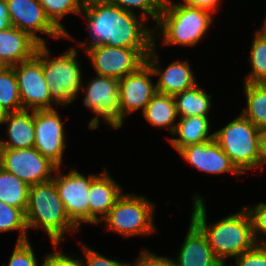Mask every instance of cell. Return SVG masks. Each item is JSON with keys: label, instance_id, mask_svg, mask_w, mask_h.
Returning <instances> with one entry per match:
<instances>
[{"label": "cell", "instance_id": "43", "mask_svg": "<svg viewBox=\"0 0 266 266\" xmlns=\"http://www.w3.org/2000/svg\"><path fill=\"white\" fill-rule=\"evenodd\" d=\"M260 243L266 248V239H260Z\"/></svg>", "mask_w": 266, "mask_h": 266}, {"label": "cell", "instance_id": "29", "mask_svg": "<svg viewBox=\"0 0 266 266\" xmlns=\"http://www.w3.org/2000/svg\"><path fill=\"white\" fill-rule=\"evenodd\" d=\"M251 71L246 76L245 83H266V40L257 33L250 48Z\"/></svg>", "mask_w": 266, "mask_h": 266}, {"label": "cell", "instance_id": "24", "mask_svg": "<svg viewBox=\"0 0 266 266\" xmlns=\"http://www.w3.org/2000/svg\"><path fill=\"white\" fill-rule=\"evenodd\" d=\"M178 118L189 116H208L211 95L196 84L193 88L173 96Z\"/></svg>", "mask_w": 266, "mask_h": 266}, {"label": "cell", "instance_id": "14", "mask_svg": "<svg viewBox=\"0 0 266 266\" xmlns=\"http://www.w3.org/2000/svg\"><path fill=\"white\" fill-rule=\"evenodd\" d=\"M34 148L61 168L66 149L63 121L56 109L34 110Z\"/></svg>", "mask_w": 266, "mask_h": 266}, {"label": "cell", "instance_id": "2", "mask_svg": "<svg viewBox=\"0 0 266 266\" xmlns=\"http://www.w3.org/2000/svg\"><path fill=\"white\" fill-rule=\"evenodd\" d=\"M193 198V212L190 220L207 237L216 257L224 266H226L227 258H236L257 244L251 219L245 208L209 225L204 198L198 194Z\"/></svg>", "mask_w": 266, "mask_h": 266}, {"label": "cell", "instance_id": "30", "mask_svg": "<svg viewBox=\"0 0 266 266\" xmlns=\"http://www.w3.org/2000/svg\"><path fill=\"white\" fill-rule=\"evenodd\" d=\"M19 231L17 242L28 241V229L25 213L14 206L0 201V233L7 231Z\"/></svg>", "mask_w": 266, "mask_h": 266}, {"label": "cell", "instance_id": "35", "mask_svg": "<svg viewBox=\"0 0 266 266\" xmlns=\"http://www.w3.org/2000/svg\"><path fill=\"white\" fill-rule=\"evenodd\" d=\"M81 247L84 251L83 265L84 266H129L130 263L120 262L114 259H108L104 255H101L94 249L89 248L82 242H80Z\"/></svg>", "mask_w": 266, "mask_h": 266}, {"label": "cell", "instance_id": "22", "mask_svg": "<svg viewBox=\"0 0 266 266\" xmlns=\"http://www.w3.org/2000/svg\"><path fill=\"white\" fill-rule=\"evenodd\" d=\"M209 116H189L179 118L171 135L178 138H168L172 147L178 152L181 148L209 142L214 139V133L210 131Z\"/></svg>", "mask_w": 266, "mask_h": 266}, {"label": "cell", "instance_id": "12", "mask_svg": "<svg viewBox=\"0 0 266 266\" xmlns=\"http://www.w3.org/2000/svg\"><path fill=\"white\" fill-rule=\"evenodd\" d=\"M53 180L65 212L70 220L79 228L83 223H89L88 192L92 180L97 176L90 174L88 177L76 169L63 175L60 167L54 172Z\"/></svg>", "mask_w": 266, "mask_h": 266}, {"label": "cell", "instance_id": "39", "mask_svg": "<svg viewBox=\"0 0 266 266\" xmlns=\"http://www.w3.org/2000/svg\"><path fill=\"white\" fill-rule=\"evenodd\" d=\"M12 26L9 20L6 0H0V30H5Z\"/></svg>", "mask_w": 266, "mask_h": 266}, {"label": "cell", "instance_id": "41", "mask_svg": "<svg viewBox=\"0 0 266 266\" xmlns=\"http://www.w3.org/2000/svg\"><path fill=\"white\" fill-rule=\"evenodd\" d=\"M9 112L0 104V124H4Z\"/></svg>", "mask_w": 266, "mask_h": 266}, {"label": "cell", "instance_id": "27", "mask_svg": "<svg viewBox=\"0 0 266 266\" xmlns=\"http://www.w3.org/2000/svg\"><path fill=\"white\" fill-rule=\"evenodd\" d=\"M50 22L62 32L66 38L72 39L71 35L61 24V19L67 14H81L85 0H38Z\"/></svg>", "mask_w": 266, "mask_h": 266}, {"label": "cell", "instance_id": "11", "mask_svg": "<svg viewBox=\"0 0 266 266\" xmlns=\"http://www.w3.org/2000/svg\"><path fill=\"white\" fill-rule=\"evenodd\" d=\"M0 167L29 185L53 179L58 166L37 149L1 148Z\"/></svg>", "mask_w": 266, "mask_h": 266}, {"label": "cell", "instance_id": "21", "mask_svg": "<svg viewBox=\"0 0 266 266\" xmlns=\"http://www.w3.org/2000/svg\"><path fill=\"white\" fill-rule=\"evenodd\" d=\"M20 110L9 112L4 124L9 141L1 140V148H33L35 141L34 111Z\"/></svg>", "mask_w": 266, "mask_h": 266}, {"label": "cell", "instance_id": "15", "mask_svg": "<svg viewBox=\"0 0 266 266\" xmlns=\"http://www.w3.org/2000/svg\"><path fill=\"white\" fill-rule=\"evenodd\" d=\"M151 76L155 75L145 63L135 72L119 79L120 127L126 116L140 109L143 112L151 97L157 92Z\"/></svg>", "mask_w": 266, "mask_h": 266}, {"label": "cell", "instance_id": "26", "mask_svg": "<svg viewBox=\"0 0 266 266\" xmlns=\"http://www.w3.org/2000/svg\"><path fill=\"white\" fill-rule=\"evenodd\" d=\"M29 189V184L0 167V201L19 208L25 213Z\"/></svg>", "mask_w": 266, "mask_h": 266}, {"label": "cell", "instance_id": "6", "mask_svg": "<svg viewBox=\"0 0 266 266\" xmlns=\"http://www.w3.org/2000/svg\"><path fill=\"white\" fill-rule=\"evenodd\" d=\"M47 44H43V74L51 98L65 107L78 97L82 71L77 60V49L71 47L63 55L51 59Z\"/></svg>", "mask_w": 266, "mask_h": 266}, {"label": "cell", "instance_id": "23", "mask_svg": "<svg viewBox=\"0 0 266 266\" xmlns=\"http://www.w3.org/2000/svg\"><path fill=\"white\" fill-rule=\"evenodd\" d=\"M143 115L152 126L165 127L172 134L178 117L173 96L156 92L143 110Z\"/></svg>", "mask_w": 266, "mask_h": 266}, {"label": "cell", "instance_id": "4", "mask_svg": "<svg viewBox=\"0 0 266 266\" xmlns=\"http://www.w3.org/2000/svg\"><path fill=\"white\" fill-rule=\"evenodd\" d=\"M212 14L209 10L188 6L183 2L175 4L165 0L154 31L162 33L163 45L194 46L212 25Z\"/></svg>", "mask_w": 266, "mask_h": 266}, {"label": "cell", "instance_id": "5", "mask_svg": "<svg viewBox=\"0 0 266 266\" xmlns=\"http://www.w3.org/2000/svg\"><path fill=\"white\" fill-rule=\"evenodd\" d=\"M214 133V140L243 174L262 168V132L241 113Z\"/></svg>", "mask_w": 266, "mask_h": 266}, {"label": "cell", "instance_id": "3", "mask_svg": "<svg viewBox=\"0 0 266 266\" xmlns=\"http://www.w3.org/2000/svg\"><path fill=\"white\" fill-rule=\"evenodd\" d=\"M27 229L43 228L54 248H57L68 231H79L67 216L53 179L30 185L25 210Z\"/></svg>", "mask_w": 266, "mask_h": 266}, {"label": "cell", "instance_id": "20", "mask_svg": "<svg viewBox=\"0 0 266 266\" xmlns=\"http://www.w3.org/2000/svg\"><path fill=\"white\" fill-rule=\"evenodd\" d=\"M39 45L27 32L16 27L0 30V65L14 66L31 59Z\"/></svg>", "mask_w": 266, "mask_h": 266}, {"label": "cell", "instance_id": "9", "mask_svg": "<svg viewBox=\"0 0 266 266\" xmlns=\"http://www.w3.org/2000/svg\"><path fill=\"white\" fill-rule=\"evenodd\" d=\"M118 88L119 79L114 77L97 75L86 87L82 82L80 91L85 94L83 103L96 115L89 122L90 129L94 130L100 126L99 117L111 128H120Z\"/></svg>", "mask_w": 266, "mask_h": 266}, {"label": "cell", "instance_id": "8", "mask_svg": "<svg viewBox=\"0 0 266 266\" xmlns=\"http://www.w3.org/2000/svg\"><path fill=\"white\" fill-rule=\"evenodd\" d=\"M17 77L22 110L54 109L59 106L50 96L43 74V45L29 60L12 66Z\"/></svg>", "mask_w": 266, "mask_h": 266}, {"label": "cell", "instance_id": "37", "mask_svg": "<svg viewBox=\"0 0 266 266\" xmlns=\"http://www.w3.org/2000/svg\"><path fill=\"white\" fill-rule=\"evenodd\" d=\"M134 266H173L172 259L165 256H158L151 253L149 250L144 249L136 259ZM131 263L129 266H133Z\"/></svg>", "mask_w": 266, "mask_h": 266}, {"label": "cell", "instance_id": "31", "mask_svg": "<svg viewBox=\"0 0 266 266\" xmlns=\"http://www.w3.org/2000/svg\"><path fill=\"white\" fill-rule=\"evenodd\" d=\"M110 4H114L121 9L135 13L134 10L137 8L141 10L140 16L148 21L147 17H151L155 23L159 19L165 0H101ZM135 8V9H134Z\"/></svg>", "mask_w": 266, "mask_h": 266}, {"label": "cell", "instance_id": "1", "mask_svg": "<svg viewBox=\"0 0 266 266\" xmlns=\"http://www.w3.org/2000/svg\"><path fill=\"white\" fill-rule=\"evenodd\" d=\"M87 18L89 42H79L81 49L97 45L125 48H152L154 29L145 19L101 0H85L80 14ZM86 16V17H85ZM138 16V17H137Z\"/></svg>", "mask_w": 266, "mask_h": 266}, {"label": "cell", "instance_id": "33", "mask_svg": "<svg viewBox=\"0 0 266 266\" xmlns=\"http://www.w3.org/2000/svg\"><path fill=\"white\" fill-rule=\"evenodd\" d=\"M244 208L250 216L254 238L260 243L259 235H266V203L261 202L255 207Z\"/></svg>", "mask_w": 266, "mask_h": 266}, {"label": "cell", "instance_id": "16", "mask_svg": "<svg viewBox=\"0 0 266 266\" xmlns=\"http://www.w3.org/2000/svg\"><path fill=\"white\" fill-rule=\"evenodd\" d=\"M158 35H154V45L146 57V63L152 69L154 75L159 76L156 83V91L161 94L174 96L185 90L193 88L197 83L194 72L188 61H173L164 71L161 69V63L157 57L156 41Z\"/></svg>", "mask_w": 266, "mask_h": 266}, {"label": "cell", "instance_id": "25", "mask_svg": "<svg viewBox=\"0 0 266 266\" xmlns=\"http://www.w3.org/2000/svg\"><path fill=\"white\" fill-rule=\"evenodd\" d=\"M246 107L241 114L261 132L266 130V83H245Z\"/></svg>", "mask_w": 266, "mask_h": 266}, {"label": "cell", "instance_id": "36", "mask_svg": "<svg viewBox=\"0 0 266 266\" xmlns=\"http://www.w3.org/2000/svg\"><path fill=\"white\" fill-rule=\"evenodd\" d=\"M41 266H84L83 259L73 258L62 251L48 253Z\"/></svg>", "mask_w": 266, "mask_h": 266}, {"label": "cell", "instance_id": "42", "mask_svg": "<svg viewBox=\"0 0 266 266\" xmlns=\"http://www.w3.org/2000/svg\"><path fill=\"white\" fill-rule=\"evenodd\" d=\"M263 28L256 31V33L263 38L264 40H266V18H265V22L263 23Z\"/></svg>", "mask_w": 266, "mask_h": 266}, {"label": "cell", "instance_id": "13", "mask_svg": "<svg viewBox=\"0 0 266 266\" xmlns=\"http://www.w3.org/2000/svg\"><path fill=\"white\" fill-rule=\"evenodd\" d=\"M9 20L13 27L27 32L40 45L47 42L37 35L42 32L56 39L66 38L47 18L38 0H6Z\"/></svg>", "mask_w": 266, "mask_h": 266}, {"label": "cell", "instance_id": "34", "mask_svg": "<svg viewBox=\"0 0 266 266\" xmlns=\"http://www.w3.org/2000/svg\"><path fill=\"white\" fill-rule=\"evenodd\" d=\"M236 266H266V248L257 243L252 249L236 258Z\"/></svg>", "mask_w": 266, "mask_h": 266}, {"label": "cell", "instance_id": "17", "mask_svg": "<svg viewBox=\"0 0 266 266\" xmlns=\"http://www.w3.org/2000/svg\"><path fill=\"white\" fill-rule=\"evenodd\" d=\"M178 153L201 172L208 174L232 172L236 177L242 175L214 139L209 142L183 147Z\"/></svg>", "mask_w": 266, "mask_h": 266}, {"label": "cell", "instance_id": "7", "mask_svg": "<svg viewBox=\"0 0 266 266\" xmlns=\"http://www.w3.org/2000/svg\"><path fill=\"white\" fill-rule=\"evenodd\" d=\"M155 204L145 196L132 193L122 194L101 220L109 232H116L128 238L136 235L153 234L156 231L153 214Z\"/></svg>", "mask_w": 266, "mask_h": 266}, {"label": "cell", "instance_id": "28", "mask_svg": "<svg viewBox=\"0 0 266 266\" xmlns=\"http://www.w3.org/2000/svg\"><path fill=\"white\" fill-rule=\"evenodd\" d=\"M0 104L8 112L22 110L17 77L12 66L0 67Z\"/></svg>", "mask_w": 266, "mask_h": 266}, {"label": "cell", "instance_id": "10", "mask_svg": "<svg viewBox=\"0 0 266 266\" xmlns=\"http://www.w3.org/2000/svg\"><path fill=\"white\" fill-rule=\"evenodd\" d=\"M151 48H125L97 45L83 51L91 61L96 75L123 78L146 63Z\"/></svg>", "mask_w": 266, "mask_h": 266}, {"label": "cell", "instance_id": "19", "mask_svg": "<svg viewBox=\"0 0 266 266\" xmlns=\"http://www.w3.org/2000/svg\"><path fill=\"white\" fill-rule=\"evenodd\" d=\"M122 192V187L109 175L106 168L96 176L92 180L88 192L89 223L99 224Z\"/></svg>", "mask_w": 266, "mask_h": 266}, {"label": "cell", "instance_id": "32", "mask_svg": "<svg viewBox=\"0 0 266 266\" xmlns=\"http://www.w3.org/2000/svg\"><path fill=\"white\" fill-rule=\"evenodd\" d=\"M9 259L8 266H41L38 265V260L36 259V255L29 240L25 242H16Z\"/></svg>", "mask_w": 266, "mask_h": 266}, {"label": "cell", "instance_id": "40", "mask_svg": "<svg viewBox=\"0 0 266 266\" xmlns=\"http://www.w3.org/2000/svg\"><path fill=\"white\" fill-rule=\"evenodd\" d=\"M262 169L266 163V130L262 132Z\"/></svg>", "mask_w": 266, "mask_h": 266}, {"label": "cell", "instance_id": "18", "mask_svg": "<svg viewBox=\"0 0 266 266\" xmlns=\"http://www.w3.org/2000/svg\"><path fill=\"white\" fill-rule=\"evenodd\" d=\"M181 247L177 259L172 260L173 266H224L216 257L207 237L191 220Z\"/></svg>", "mask_w": 266, "mask_h": 266}, {"label": "cell", "instance_id": "38", "mask_svg": "<svg viewBox=\"0 0 266 266\" xmlns=\"http://www.w3.org/2000/svg\"><path fill=\"white\" fill-rule=\"evenodd\" d=\"M221 0H184V4L192 7H198L211 11L213 14L217 12Z\"/></svg>", "mask_w": 266, "mask_h": 266}]
</instances>
